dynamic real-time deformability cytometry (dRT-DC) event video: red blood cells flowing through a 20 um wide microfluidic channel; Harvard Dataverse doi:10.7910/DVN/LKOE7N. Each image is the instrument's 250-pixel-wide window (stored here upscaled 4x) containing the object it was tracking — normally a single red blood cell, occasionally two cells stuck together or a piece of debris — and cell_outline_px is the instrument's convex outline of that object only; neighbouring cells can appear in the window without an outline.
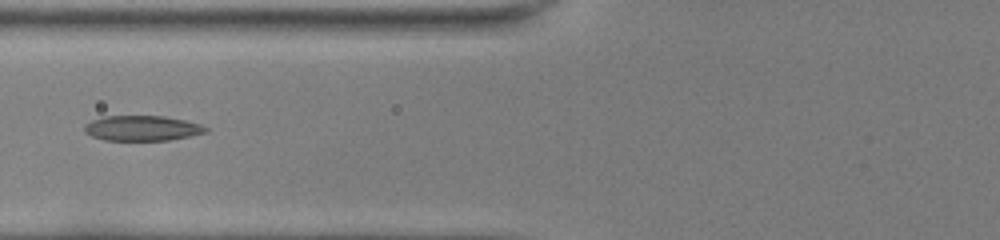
{"species": "common noctule bat (a hibernating species)", "species_latin": "Nyctalus noctula", "temperature_condition": "room temperature", "stored_images_in_passage": 33, "camera_frame_rate_fps": 3000, "um_per_image_px": 0.085, "animal": {"sex": "female", "body_mass_g": 22.0, "forearm_length_mm": 56.7}, "frame": {"image": 1, "passage_image": 4, "time_ms": 1.0, "image_size_px": [1000, 240], "cell_outline_px": [[208, 132], [168, 140], [104, 140], [92, 136], [84, 132], [84, 124], [92, 120], [104, 116], [164, 116], [184, 120], [200, 124], [208, 128]], "centroid_in_image_um": [12.06, 10.89], "position_along_channel_um": 113.7, "area_um2": 17.74}}
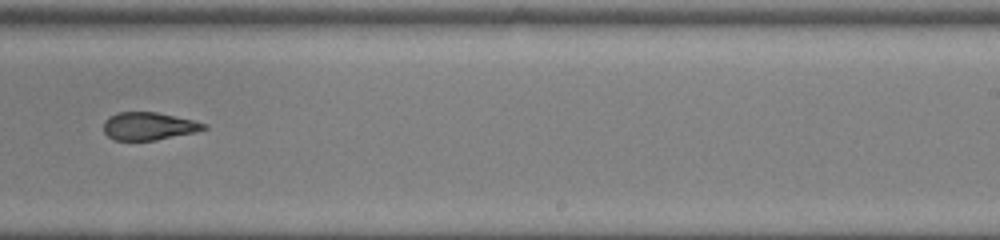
{"frame": {"image": 2, "passage_image": 16, "time_ms": 5.0, "image_size_px": [1000, 240], "cell_outline_px": [[208, 128], [192, 132], [156, 140], [112, 140], [104, 132], [104, 120], [108, 116], [116, 112], [156, 112], [192, 120], [208, 124]], "centroid_in_image_um": [12.59, 10.71], "position_along_channel_um": 276.4, "area_um2": 16.13}}
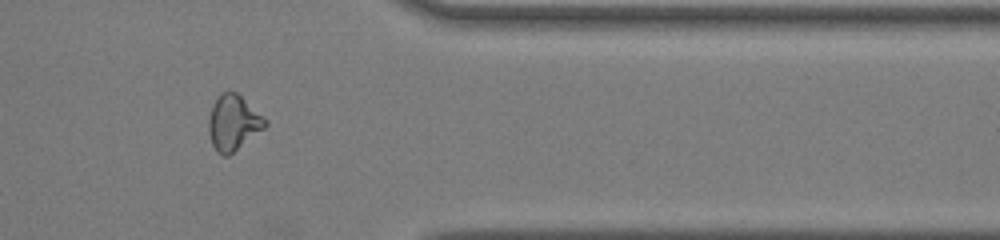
{"frame": {"image": 3, "passage_image": 25, "time_ms": 8.0, "image_size_px": [1000, 240], "cell_outline_px": [[268, 124], [264, 128], [228, 156], [224, 156], [216, 152], [212, 144], [208, 132], [208, 116], [212, 104], [220, 92], [236, 92], [264, 116], [268, 120]], "centroid_in_image_um": [19.81, 10.42], "position_along_channel_um": 391.6, "area_um2": 18.32}, "authors_computed_cell_mechanics": {"area_um2": 17.4556, "velocity_mm_per_s": 4.084, "shape_relaxation_time_tau1_ms": null, "shape_relaxation_time_tau2_ms": 2.0765, "deformation_change_tau1": null, "deformation_change_tau2": 0.1049}}